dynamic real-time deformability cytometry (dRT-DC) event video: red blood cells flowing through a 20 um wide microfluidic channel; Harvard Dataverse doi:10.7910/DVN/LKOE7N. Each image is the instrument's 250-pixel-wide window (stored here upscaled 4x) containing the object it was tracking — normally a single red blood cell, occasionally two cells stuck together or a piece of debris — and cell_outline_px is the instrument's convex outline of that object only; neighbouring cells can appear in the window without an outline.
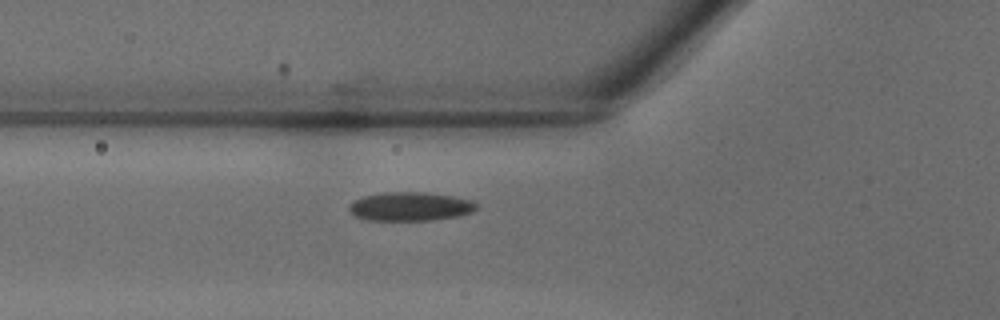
{"species": "common noctule bat (a hibernating species)", "species_latin": "Nyctalus noctula", "temperature_condition": "warm", "stored_images_in_passage": 28, "camera_frame_rate_fps": 3000, "um_per_image_px": 0.085, "animal": {"sex": "male", "body_mass_g": 18.8}, "frame": {"image": 1, "passage_image": 2, "time_ms": 0.333, "image_size_px": [1000, 320], "cell_outline_px": [[476, 208], [472, 212], [456, 216], [428, 220], [364, 220], [348, 212], [348, 204], [364, 196], [388, 192], [424, 192], [452, 196], [472, 200], [476, 204]], "centroid_in_image_um": [34.82, 17.55], "position_along_channel_um": 91.0, "area_um2": 21.21}}
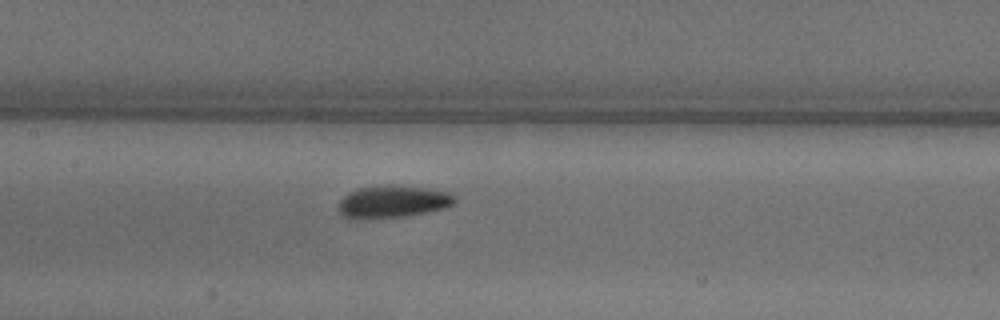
{"frame": {"image": 2, "passage_image": 7, "time_ms": 2.0, "image_size_px": [1000, 320], "cell_outline_px": [[456, 200], [452, 204], [444, 208], [424, 212], [400, 216], [348, 220], [340, 212], [340, 200], [348, 192], [360, 188], [392, 184], [428, 188], [452, 192], [456, 196]], "centroid_in_image_um": [33.4, 17.12], "position_along_channel_um": 174.0, "area_um2": 21.85}}
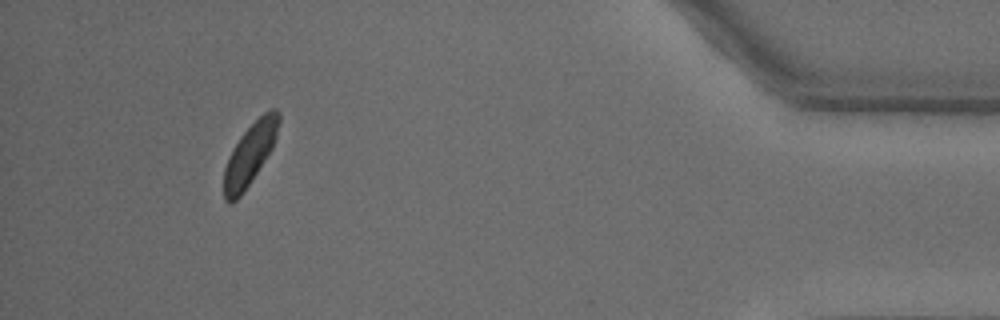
{"frame": {"image": 3, "passage_image": 25, "time_ms": 8.0, "image_size_px": [1000, 320], "cell_outline_px": [[280, 120], [276, 136], [272, 148], [240, 196], [232, 204], [228, 204], [224, 200], [224, 168], [228, 156], [232, 148], [240, 136], [268, 108], [276, 108], [280, 112]], "centroid_in_image_um": [21.23, 13.08], "position_along_channel_um": 414.0, "area_um2": 19.48}}